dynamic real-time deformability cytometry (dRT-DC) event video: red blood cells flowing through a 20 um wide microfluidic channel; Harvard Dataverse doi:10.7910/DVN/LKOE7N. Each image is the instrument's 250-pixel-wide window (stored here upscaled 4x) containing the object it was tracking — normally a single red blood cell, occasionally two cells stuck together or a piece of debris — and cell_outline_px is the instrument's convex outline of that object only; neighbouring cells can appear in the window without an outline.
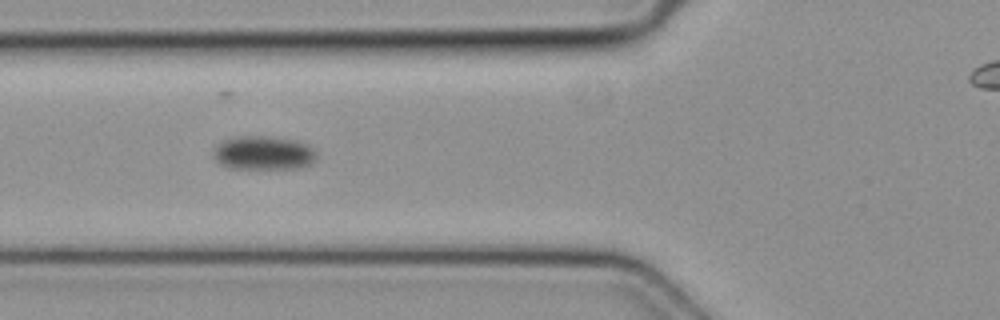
{"species": "common noctule bat (a hibernating species)", "species_latin": "Nyctalus noctula", "temperature_condition": "cold", "stored_images_in_passage": 4, "camera_frame_rate_fps": 3000, "um_per_image_px": 0.085, "animal": {"sex": "female", "body_mass_g": 19.3, "forearm_length_mm": 54.1}, "frame": {"image": 1, "passage_image": 4, "time_ms": 1.0, "image_size_px": [1000, 320], "cell_outline_px": [[316, 156], [312, 164], [300, 168], [228, 168], [220, 164], [212, 156], [212, 152], [224, 140], [236, 136], [268, 136], [296, 140], [308, 144], [316, 152]], "centroid_in_image_um": [22.41, 13.0], "position_along_channel_um": 103.4, "area_um2": 20.4}}